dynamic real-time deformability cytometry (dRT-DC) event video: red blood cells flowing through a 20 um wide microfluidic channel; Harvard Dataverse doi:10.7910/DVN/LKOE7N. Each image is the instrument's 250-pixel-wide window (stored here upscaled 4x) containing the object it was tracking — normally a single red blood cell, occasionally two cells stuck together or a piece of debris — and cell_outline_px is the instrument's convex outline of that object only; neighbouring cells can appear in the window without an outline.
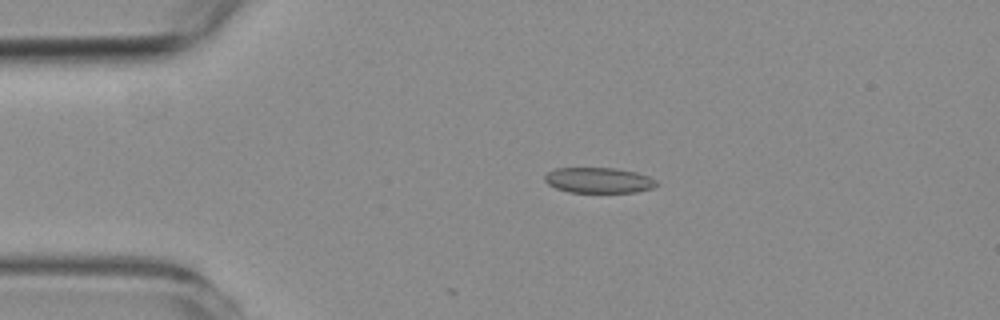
{"species": "common noctule bat (a hibernating species)", "species_latin": "Nyctalus noctula", "temperature_condition": "room temperature", "stored_images_in_passage": 13, "camera_frame_rate_fps": 3000, "um_per_image_px": 0.085, "animal": {"sex": "female", "body_mass_g": 19.3, "forearm_length_mm": 54.1}, "frame": {"image": 1, "passage_image": 10, "time_ms": 3.0, "image_size_px": [1000, 320], "cell_outline_px": [[656, 184], [652, 188], [636, 192], [568, 192], [556, 188], [548, 184], [544, 180], [544, 176], [548, 172], [556, 168], [616, 168], [636, 172], [648, 176], [656, 180]], "centroid_in_image_um": [50.86, 15.32], "position_along_channel_um": 34.1, "area_um2": 16.53}}